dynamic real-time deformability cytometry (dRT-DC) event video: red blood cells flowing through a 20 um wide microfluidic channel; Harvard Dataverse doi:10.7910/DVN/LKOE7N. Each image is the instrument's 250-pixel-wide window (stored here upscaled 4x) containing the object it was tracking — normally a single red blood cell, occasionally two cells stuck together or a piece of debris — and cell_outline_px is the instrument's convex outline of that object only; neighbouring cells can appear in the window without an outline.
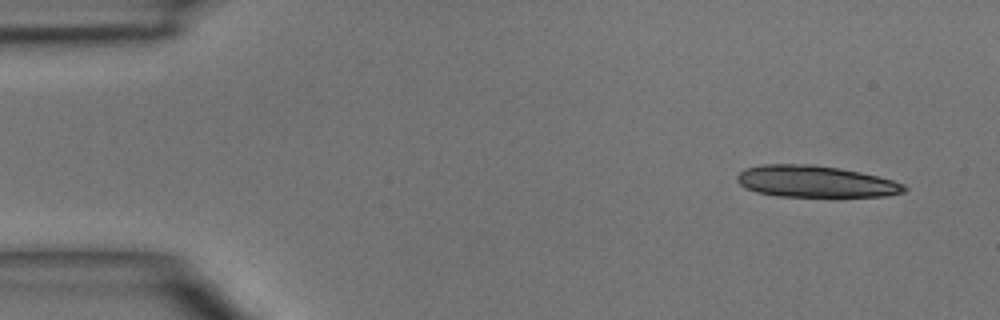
{"species": "common noctule bat (a hibernating species)", "species_latin": "Nyctalus noctula", "temperature_condition": "room temperature", "stored_images_in_passage": 5, "camera_frame_rate_fps": 3000, "um_per_image_px": 0.085, "animal": {"sex": "male", "body_mass_g": 15.6}, "frame": {"image": 1, "passage_image": 1, "time_ms": 0.0, "image_size_px": [1000, 320], "cell_outline_px": [[908, 188], [904, 192], [888, 196], [836, 200], [776, 196], [756, 192], [744, 188], [736, 180], [736, 176], [744, 168], [764, 164], [812, 164], [840, 168], [860, 172], [892, 180], [904, 184]], "centroid_in_image_um": [69.35, 15.49], "position_along_channel_um": 15.7, "area_um2": 32.48}}
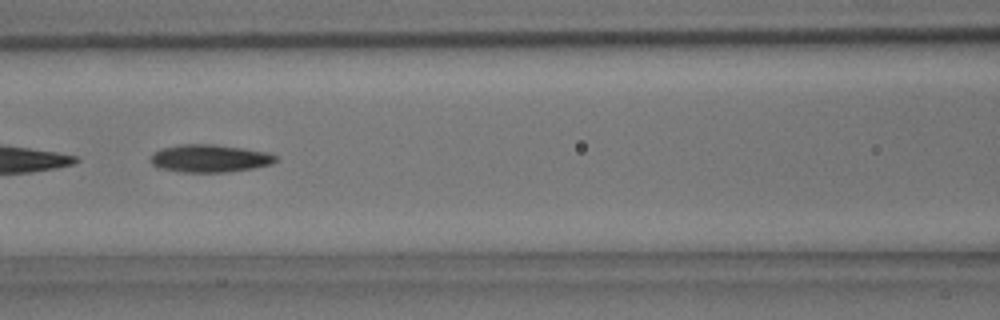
{"frame": {"image": 2, "passage_image": 5, "time_ms": 5.667, "image_size_px": [1000, 320], "cell_outline_px": [[276, 160], [272, 164], [256, 168], [228, 172], [180, 172], [156, 168], [148, 160], [148, 156], [152, 152], [160, 148], [180, 144], [212, 144], [268, 152], [276, 156]], "centroid_in_image_um": [17.74, 13.47], "position_along_channel_um": 148.9, "area_um2": 20.58}}